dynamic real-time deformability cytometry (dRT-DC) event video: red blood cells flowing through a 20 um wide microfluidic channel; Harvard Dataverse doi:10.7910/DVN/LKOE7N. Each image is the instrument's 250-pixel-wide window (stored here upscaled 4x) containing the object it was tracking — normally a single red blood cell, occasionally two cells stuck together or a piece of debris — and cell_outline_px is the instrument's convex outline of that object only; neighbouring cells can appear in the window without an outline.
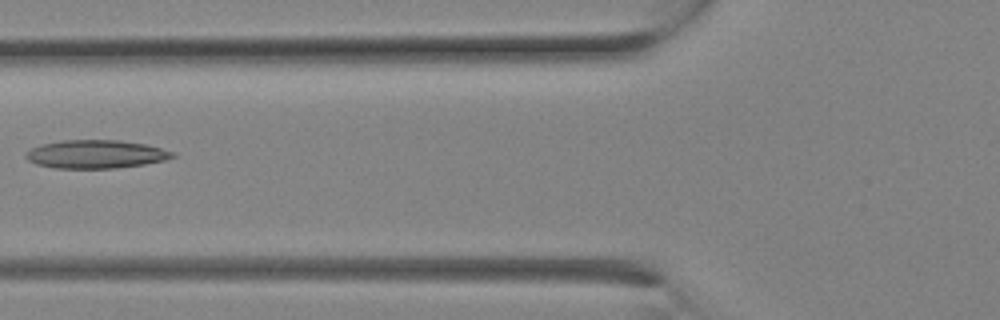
{"species": "Egyptian fruit bat (a non-hibernating species)", "species_latin": "Rousettus aegyptiacus", "temperature_condition": "room temperature", "stored_images_in_passage": 22, "camera_frame_rate_fps": 3000, "um_per_image_px": 0.085, "animal": {"sex": "female"}, "frame": {"image": 1, "passage_image": 6, "time_ms": 1.667, "image_size_px": [1000, 320], "cell_outline_px": [[176, 156], [164, 160], [144, 164], [116, 168], [52, 168], [36, 164], [28, 160], [24, 156], [32, 148], [44, 144], [60, 140], [120, 140], [144, 144], [160, 148], [172, 152]], "centroid_in_image_um": [8.12, 13.11], "position_along_channel_um": 117.7, "area_um2": 23.99}}
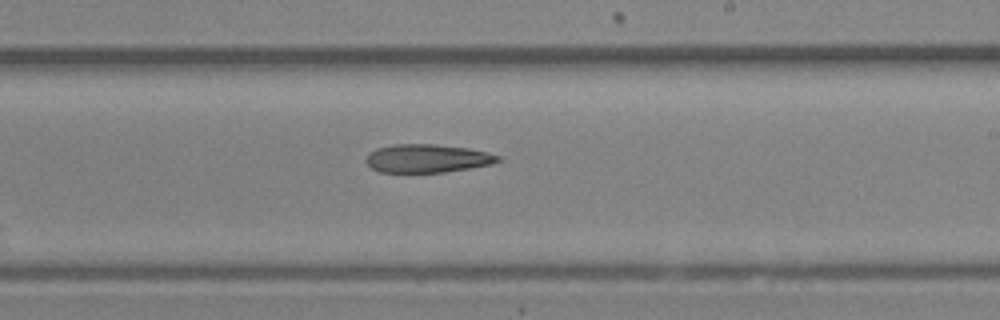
{"frame": {"image": 2, "passage_image": 11, "time_ms": 3.333, "image_size_px": [1000, 320], "cell_outline_px": [[504, 160], [492, 164], [444, 172], [380, 172], [372, 168], [364, 160], [376, 148], [396, 144], [436, 144], [468, 148], [488, 152], [500, 156]], "centroid_in_image_um": [36.36, 13.46], "position_along_channel_um": 252.6, "area_um2": 21.73}}
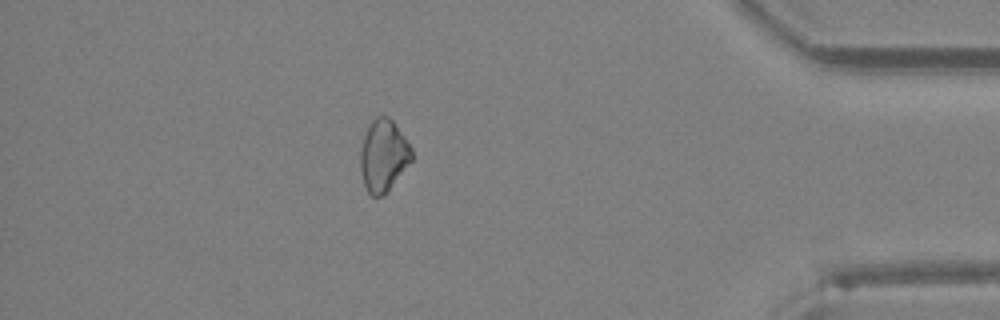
{"frame": {"image": 3, "passage_image": 18, "time_ms": 5.667, "image_size_px": [1000, 320], "cell_outline_px": [[412, 160], [388, 192], [384, 196], [372, 196], [368, 192], [364, 184], [360, 172], [360, 148], [364, 136], [372, 120], [376, 116], [388, 116], [392, 120], [404, 136], [412, 148]], "centroid_in_image_um": [32.59, 13.25], "position_along_channel_um": 402.6, "area_um2": 21.62}}